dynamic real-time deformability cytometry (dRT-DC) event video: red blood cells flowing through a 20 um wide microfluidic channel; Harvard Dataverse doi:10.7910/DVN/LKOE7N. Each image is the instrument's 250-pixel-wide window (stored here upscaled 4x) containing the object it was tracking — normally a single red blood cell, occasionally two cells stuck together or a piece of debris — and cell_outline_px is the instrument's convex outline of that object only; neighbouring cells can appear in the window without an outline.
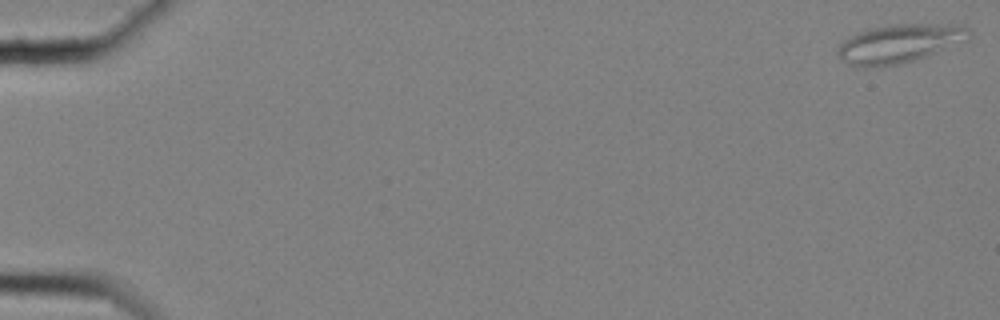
{"species": "common noctule bat (a hibernating species)", "species_latin": "Nyctalus noctula", "temperature_condition": "cold", "stored_images_in_passage": 59, "camera_frame_rate_fps": 3000, "um_per_image_px": 0.085, "animal": {"sex": "female", "body_mass_g": 25.1}, "frame": {"image": 1, "passage_image": 1, "time_ms": 0.0, "image_size_px": [1000, 320], "cell_outline_px": [[972, 36], [968, 40], [904, 64], [864, 68], [856, 68], [848, 64], [836, 52], [840, 44], [844, 40], [856, 32], [872, 28], [896, 24], [956, 24], [972, 28]], "centroid_in_image_um": [76.48, 3.71], "position_along_channel_um": 8.5, "area_um2": 29.88}}
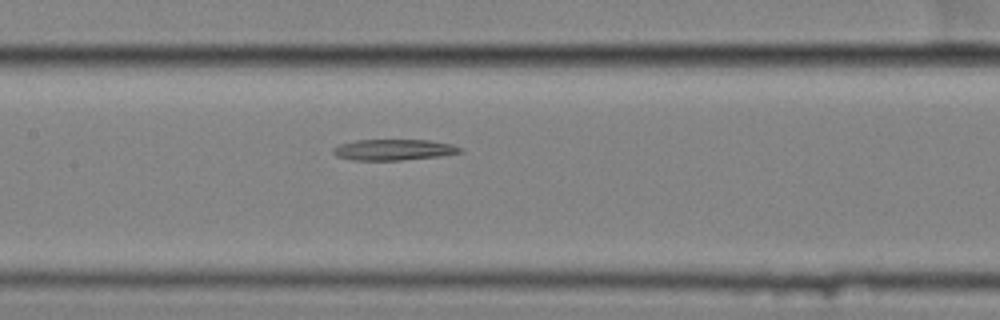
{"frame": {"image": 2, "passage_image": 30, "time_ms": 9.667, "image_size_px": [1000, 320], "cell_outline_px": [[464, 152], [440, 156], [400, 160], [352, 160], [336, 156], [332, 152], [332, 148], [340, 144], [356, 140], [428, 140], [452, 144], [464, 148]], "centroid_in_image_um": [33.48, 12.73], "position_along_channel_um": 173.9, "area_um2": 15.61}}
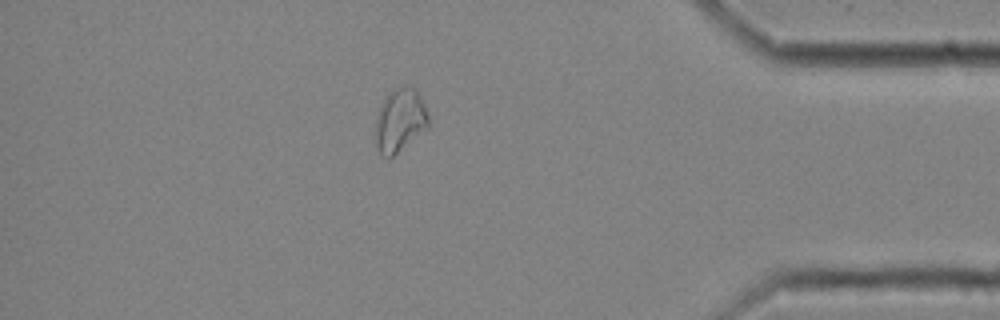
{"frame": {"image": 3, "passage_image": 52, "time_ms": 17.0, "image_size_px": [1000, 320], "cell_outline_px": [[428, 128], [388, 160], [380, 156], [372, 136], [376, 116], [380, 104], [384, 96], [388, 92], [396, 88], [416, 88], [420, 96], [428, 116]], "centroid_in_image_um": [33.91, 10.29], "position_along_channel_um": 401.3, "area_um2": 20.06}}